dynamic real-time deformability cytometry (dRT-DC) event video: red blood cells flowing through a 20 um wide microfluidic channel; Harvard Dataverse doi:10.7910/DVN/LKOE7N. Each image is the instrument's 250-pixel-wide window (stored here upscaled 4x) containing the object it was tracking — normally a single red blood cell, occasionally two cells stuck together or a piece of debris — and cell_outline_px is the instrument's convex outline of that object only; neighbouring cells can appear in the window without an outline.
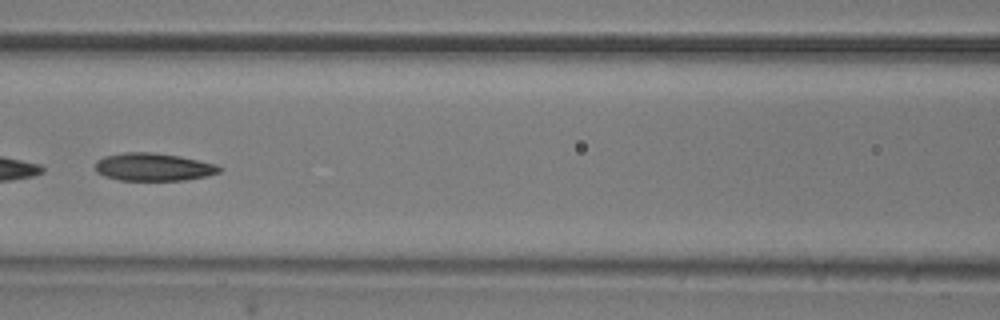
{"species": "common noctule bat (a hibernating species)", "species_latin": "Nyctalus noctula", "temperature_condition": "room temperature", "stored_images_in_passage": 39, "camera_frame_rate_fps": 3000, "um_per_image_px": 0.085, "animal": {"sex": "male", "body_mass_g": 20.5, "forearm_length_mm": 52.5}, "frame": {"image": 1, "passage_image": 12, "time_ms": 3.667, "image_size_px": [1000, 320], "cell_outline_px": [[224, 168], [220, 172], [208, 176], [184, 180], [120, 180], [104, 176], [96, 172], [96, 160], [104, 156], [124, 152], [152, 152], [180, 156], [216, 164]], "centroid_in_image_um": [13.05, 14.19], "position_along_channel_um": 153.5, "area_um2": 20.23}}
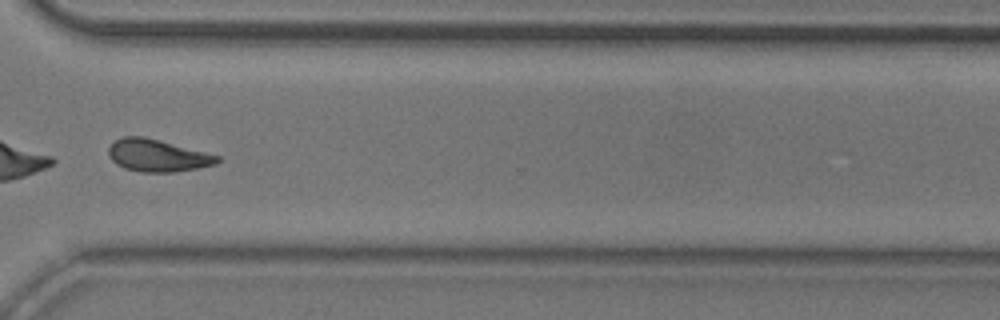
{"frame": {"image": 2, "passage_image": 28, "time_ms": 9.0, "image_size_px": [1000, 320], "cell_outline_px": [[220, 160], [216, 164], [196, 168], [172, 172], [140, 172], [124, 168], [116, 164], [108, 156], [108, 148], [120, 136], [144, 136], [220, 156]], "centroid_in_image_um": [13.34, 13.21], "position_along_channel_um": 357.3, "area_um2": 20.35}, "authors_computed_cell_mechanics": {"area_um2": 20.23, "velocity_mm_per_s": 3.8323, "shape_relaxation_time_tau1_ms": null, "shape_relaxation_time_tau2_ms": 4.5206, "deformation_change_tau1": null, "deformation_change_tau2": 0.122}}